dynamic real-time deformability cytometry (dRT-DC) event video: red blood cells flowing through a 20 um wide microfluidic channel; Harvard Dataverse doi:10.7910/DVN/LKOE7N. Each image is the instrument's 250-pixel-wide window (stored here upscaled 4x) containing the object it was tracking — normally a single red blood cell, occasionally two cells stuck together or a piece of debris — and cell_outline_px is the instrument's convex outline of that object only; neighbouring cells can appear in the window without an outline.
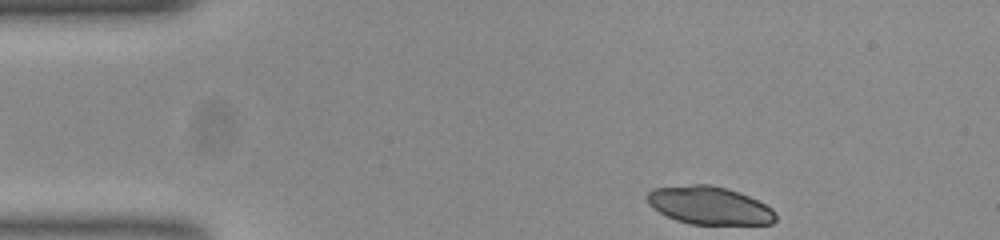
{"species": "common noctule bat (a hibernating species)", "species_latin": "Nyctalus noctula", "temperature_condition": "room temperature", "stored_images_in_passage": 39, "camera_frame_rate_fps": 3000, "um_per_image_px": 0.085, "animal": {"sex": "female", "body_mass_g": 23.0, "forearm_length_mm": 53.4}, "frame": {"image": 1, "passage_image": 1, "time_ms": 0.0, "image_size_px": [1000, 240], "cell_outline_px": [[776, 220], [772, 224], [692, 224], [676, 220], [652, 208], [648, 204], [648, 192], [652, 188], [692, 184], [708, 184], [740, 192], [772, 208], [776, 212]], "centroid_in_image_um": [60.3, 17.46], "position_along_channel_um": 24.7, "area_um2": 28.32}}
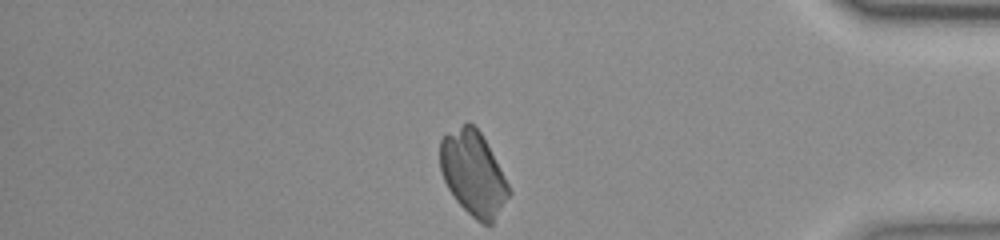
{"frame": {"image": 2, "passage_image": 39, "time_ms": 12.667, "image_size_px": [1000, 240], "cell_outline_px": [[512, 192], [492, 224], [484, 224], [476, 220], [456, 200], [448, 188], [440, 172], [440, 140], [444, 136], [468, 120], [480, 132], [508, 184]], "centroid_in_image_um": [40.21, 14.74], "position_along_channel_um": 395.0, "area_um2": 33.29}}